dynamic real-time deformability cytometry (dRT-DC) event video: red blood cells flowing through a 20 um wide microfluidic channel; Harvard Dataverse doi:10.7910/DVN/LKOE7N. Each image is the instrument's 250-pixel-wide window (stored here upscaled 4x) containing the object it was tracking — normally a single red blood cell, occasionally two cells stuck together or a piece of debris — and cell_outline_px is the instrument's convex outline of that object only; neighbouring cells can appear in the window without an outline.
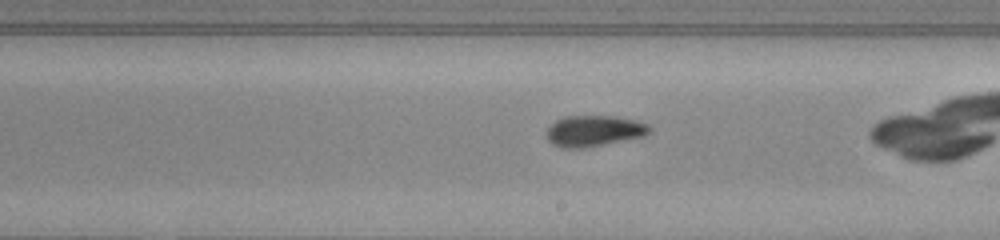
{"species": "common noctule bat (a hibernating species)", "species_latin": "Nyctalus noctula", "temperature_condition": "warm", "stored_images_in_passage": 35, "camera_frame_rate_fps": 3000, "um_per_image_px": 0.085, "animal": {"sex": "male", "body_mass_g": 20.0, "forearm_length_mm": 53.3}, "frame": {"image": 1, "passage_image": 24, "time_ms": 7.667, "image_size_px": [1000, 240], "cell_outline_px": [[652, 128], [644, 136], [584, 148], [560, 148], [552, 144], [544, 136], [548, 128], [556, 120], [564, 116], [612, 116], [636, 120], [648, 124]], "centroid_in_image_um": [50.45, 11.13], "position_along_channel_um": 238.6, "area_um2": 18.67}}
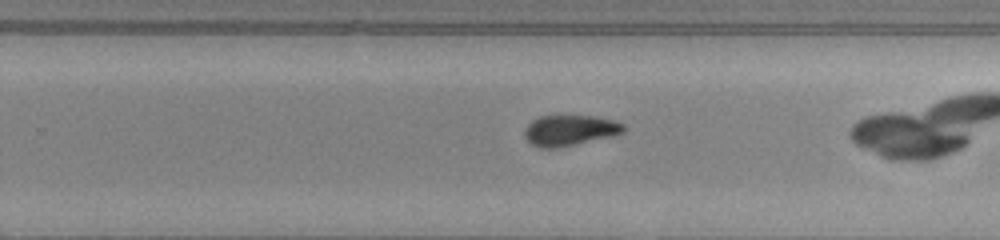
{"frame": {"image": 2, "passage_image": 27, "time_ms": 8.667, "image_size_px": [1000, 240], "cell_outline_px": [[624, 132], [616, 136], [556, 148], [540, 148], [532, 144], [524, 136], [524, 128], [532, 120], [540, 116], [592, 116], [612, 120], [624, 124]], "centroid_in_image_um": [48.43, 11.09], "position_along_channel_um": 281.4, "area_um2": 17.74}}